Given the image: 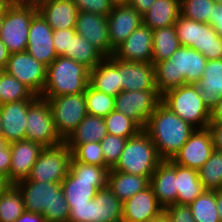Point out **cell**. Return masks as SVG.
<instances>
[{
  "instance_id": "1",
  "label": "cell",
  "mask_w": 222,
  "mask_h": 222,
  "mask_svg": "<svg viewBox=\"0 0 222 222\" xmlns=\"http://www.w3.org/2000/svg\"><path fill=\"white\" fill-rule=\"evenodd\" d=\"M207 59L191 47L180 46L169 59L155 67V84L160 95L185 84H196L204 74Z\"/></svg>"
},
{
  "instance_id": "2",
  "label": "cell",
  "mask_w": 222,
  "mask_h": 222,
  "mask_svg": "<svg viewBox=\"0 0 222 222\" xmlns=\"http://www.w3.org/2000/svg\"><path fill=\"white\" fill-rule=\"evenodd\" d=\"M154 143L162 160H171L195 128L160 103L143 129Z\"/></svg>"
},
{
  "instance_id": "3",
  "label": "cell",
  "mask_w": 222,
  "mask_h": 222,
  "mask_svg": "<svg viewBox=\"0 0 222 222\" xmlns=\"http://www.w3.org/2000/svg\"><path fill=\"white\" fill-rule=\"evenodd\" d=\"M15 185L23 196L26 211L42 214L46 222H68L69 207L61 183L27 178Z\"/></svg>"
},
{
  "instance_id": "4",
  "label": "cell",
  "mask_w": 222,
  "mask_h": 222,
  "mask_svg": "<svg viewBox=\"0 0 222 222\" xmlns=\"http://www.w3.org/2000/svg\"><path fill=\"white\" fill-rule=\"evenodd\" d=\"M108 170L105 167L78 162L71 158L70 169L61 182L68 207L87 204L99 189L107 186Z\"/></svg>"
},
{
  "instance_id": "5",
  "label": "cell",
  "mask_w": 222,
  "mask_h": 222,
  "mask_svg": "<svg viewBox=\"0 0 222 222\" xmlns=\"http://www.w3.org/2000/svg\"><path fill=\"white\" fill-rule=\"evenodd\" d=\"M89 85V69L71 58L57 56L47 67L43 99L84 93Z\"/></svg>"
},
{
  "instance_id": "6",
  "label": "cell",
  "mask_w": 222,
  "mask_h": 222,
  "mask_svg": "<svg viewBox=\"0 0 222 222\" xmlns=\"http://www.w3.org/2000/svg\"><path fill=\"white\" fill-rule=\"evenodd\" d=\"M161 103L195 129L210 123V110L199 96L196 84H185L161 95Z\"/></svg>"
},
{
  "instance_id": "7",
  "label": "cell",
  "mask_w": 222,
  "mask_h": 222,
  "mask_svg": "<svg viewBox=\"0 0 222 222\" xmlns=\"http://www.w3.org/2000/svg\"><path fill=\"white\" fill-rule=\"evenodd\" d=\"M161 161L151 138L142 130L138 135L127 139L119 161L112 170L150 179Z\"/></svg>"
},
{
  "instance_id": "8",
  "label": "cell",
  "mask_w": 222,
  "mask_h": 222,
  "mask_svg": "<svg viewBox=\"0 0 222 222\" xmlns=\"http://www.w3.org/2000/svg\"><path fill=\"white\" fill-rule=\"evenodd\" d=\"M174 26L181 46L197 50L207 60L222 59V38L209 23L198 22L180 14Z\"/></svg>"
},
{
  "instance_id": "9",
  "label": "cell",
  "mask_w": 222,
  "mask_h": 222,
  "mask_svg": "<svg viewBox=\"0 0 222 222\" xmlns=\"http://www.w3.org/2000/svg\"><path fill=\"white\" fill-rule=\"evenodd\" d=\"M37 12L36 4L16 0L4 13L0 39L11 54L26 51L30 23Z\"/></svg>"
},
{
  "instance_id": "10",
  "label": "cell",
  "mask_w": 222,
  "mask_h": 222,
  "mask_svg": "<svg viewBox=\"0 0 222 222\" xmlns=\"http://www.w3.org/2000/svg\"><path fill=\"white\" fill-rule=\"evenodd\" d=\"M45 100L50 106L56 133L64 142L88 114L85 95L69 94Z\"/></svg>"
},
{
  "instance_id": "11",
  "label": "cell",
  "mask_w": 222,
  "mask_h": 222,
  "mask_svg": "<svg viewBox=\"0 0 222 222\" xmlns=\"http://www.w3.org/2000/svg\"><path fill=\"white\" fill-rule=\"evenodd\" d=\"M71 158V150L64 142L54 147H45L34 163L28 179L61 183L69 172Z\"/></svg>"
},
{
  "instance_id": "12",
  "label": "cell",
  "mask_w": 222,
  "mask_h": 222,
  "mask_svg": "<svg viewBox=\"0 0 222 222\" xmlns=\"http://www.w3.org/2000/svg\"><path fill=\"white\" fill-rule=\"evenodd\" d=\"M26 140L41 146L54 147L63 141L56 133L48 101L38 97L27 110Z\"/></svg>"
},
{
  "instance_id": "13",
  "label": "cell",
  "mask_w": 222,
  "mask_h": 222,
  "mask_svg": "<svg viewBox=\"0 0 222 222\" xmlns=\"http://www.w3.org/2000/svg\"><path fill=\"white\" fill-rule=\"evenodd\" d=\"M160 103L161 95L157 89L121 91L115 96L114 110L130 117L144 129Z\"/></svg>"
},
{
  "instance_id": "14",
  "label": "cell",
  "mask_w": 222,
  "mask_h": 222,
  "mask_svg": "<svg viewBox=\"0 0 222 222\" xmlns=\"http://www.w3.org/2000/svg\"><path fill=\"white\" fill-rule=\"evenodd\" d=\"M5 71L26 85L36 96L42 95L47 67L27 51L12 53Z\"/></svg>"
},
{
  "instance_id": "15",
  "label": "cell",
  "mask_w": 222,
  "mask_h": 222,
  "mask_svg": "<svg viewBox=\"0 0 222 222\" xmlns=\"http://www.w3.org/2000/svg\"><path fill=\"white\" fill-rule=\"evenodd\" d=\"M210 129H195L171 161L179 166L199 170L214 152Z\"/></svg>"
},
{
  "instance_id": "16",
  "label": "cell",
  "mask_w": 222,
  "mask_h": 222,
  "mask_svg": "<svg viewBox=\"0 0 222 222\" xmlns=\"http://www.w3.org/2000/svg\"><path fill=\"white\" fill-rule=\"evenodd\" d=\"M26 51L46 67L57 57L53 45V29L39 12L31 20Z\"/></svg>"
},
{
  "instance_id": "17",
  "label": "cell",
  "mask_w": 222,
  "mask_h": 222,
  "mask_svg": "<svg viewBox=\"0 0 222 222\" xmlns=\"http://www.w3.org/2000/svg\"><path fill=\"white\" fill-rule=\"evenodd\" d=\"M119 60L152 63L153 33L143 23L114 49Z\"/></svg>"
},
{
  "instance_id": "18",
  "label": "cell",
  "mask_w": 222,
  "mask_h": 222,
  "mask_svg": "<svg viewBox=\"0 0 222 222\" xmlns=\"http://www.w3.org/2000/svg\"><path fill=\"white\" fill-rule=\"evenodd\" d=\"M75 31L98 49L105 57L113 55L114 50L110 46L106 16L79 11Z\"/></svg>"
},
{
  "instance_id": "19",
  "label": "cell",
  "mask_w": 222,
  "mask_h": 222,
  "mask_svg": "<svg viewBox=\"0 0 222 222\" xmlns=\"http://www.w3.org/2000/svg\"><path fill=\"white\" fill-rule=\"evenodd\" d=\"M120 68L121 91L157 89L153 63L119 60L109 57Z\"/></svg>"
},
{
  "instance_id": "20",
  "label": "cell",
  "mask_w": 222,
  "mask_h": 222,
  "mask_svg": "<svg viewBox=\"0 0 222 222\" xmlns=\"http://www.w3.org/2000/svg\"><path fill=\"white\" fill-rule=\"evenodd\" d=\"M43 146L30 140H20L10 144L11 164L8 175V184H16L27 179Z\"/></svg>"
},
{
  "instance_id": "21",
  "label": "cell",
  "mask_w": 222,
  "mask_h": 222,
  "mask_svg": "<svg viewBox=\"0 0 222 222\" xmlns=\"http://www.w3.org/2000/svg\"><path fill=\"white\" fill-rule=\"evenodd\" d=\"M35 100H21L0 105L3 138L9 143L26 139L27 110Z\"/></svg>"
},
{
  "instance_id": "22",
  "label": "cell",
  "mask_w": 222,
  "mask_h": 222,
  "mask_svg": "<svg viewBox=\"0 0 222 222\" xmlns=\"http://www.w3.org/2000/svg\"><path fill=\"white\" fill-rule=\"evenodd\" d=\"M107 21L110 46L114 50L142 24V15L130 5L114 6Z\"/></svg>"
},
{
  "instance_id": "23",
  "label": "cell",
  "mask_w": 222,
  "mask_h": 222,
  "mask_svg": "<svg viewBox=\"0 0 222 222\" xmlns=\"http://www.w3.org/2000/svg\"><path fill=\"white\" fill-rule=\"evenodd\" d=\"M163 211L149 185L123 203L122 222H147Z\"/></svg>"
},
{
  "instance_id": "24",
  "label": "cell",
  "mask_w": 222,
  "mask_h": 222,
  "mask_svg": "<svg viewBox=\"0 0 222 222\" xmlns=\"http://www.w3.org/2000/svg\"><path fill=\"white\" fill-rule=\"evenodd\" d=\"M149 185L163 208L176 204V164L171 160H162L150 177Z\"/></svg>"
},
{
  "instance_id": "25",
  "label": "cell",
  "mask_w": 222,
  "mask_h": 222,
  "mask_svg": "<svg viewBox=\"0 0 222 222\" xmlns=\"http://www.w3.org/2000/svg\"><path fill=\"white\" fill-rule=\"evenodd\" d=\"M37 9L53 30L75 28L79 10L72 0H43Z\"/></svg>"
},
{
  "instance_id": "26",
  "label": "cell",
  "mask_w": 222,
  "mask_h": 222,
  "mask_svg": "<svg viewBox=\"0 0 222 222\" xmlns=\"http://www.w3.org/2000/svg\"><path fill=\"white\" fill-rule=\"evenodd\" d=\"M89 85L97 91L117 96L121 92L120 68L109 57H105L89 70Z\"/></svg>"
},
{
  "instance_id": "27",
  "label": "cell",
  "mask_w": 222,
  "mask_h": 222,
  "mask_svg": "<svg viewBox=\"0 0 222 222\" xmlns=\"http://www.w3.org/2000/svg\"><path fill=\"white\" fill-rule=\"evenodd\" d=\"M196 85L199 96L211 110L222 96V59L207 60L203 77Z\"/></svg>"
},
{
  "instance_id": "28",
  "label": "cell",
  "mask_w": 222,
  "mask_h": 222,
  "mask_svg": "<svg viewBox=\"0 0 222 222\" xmlns=\"http://www.w3.org/2000/svg\"><path fill=\"white\" fill-rule=\"evenodd\" d=\"M123 203L106 186L91 200V222H122Z\"/></svg>"
},
{
  "instance_id": "29",
  "label": "cell",
  "mask_w": 222,
  "mask_h": 222,
  "mask_svg": "<svg viewBox=\"0 0 222 222\" xmlns=\"http://www.w3.org/2000/svg\"><path fill=\"white\" fill-rule=\"evenodd\" d=\"M149 184L150 179L146 176L128 174L112 169L108 171L107 186L122 203L147 188Z\"/></svg>"
},
{
  "instance_id": "30",
  "label": "cell",
  "mask_w": 222,
  "mask_h": 222,
  "mask_svg": "<svg viewBox=\"0 0 222 222\" xmlns=\"http://www.w3.org/2000/svg\"><path fill=\"white\" fill-rule=\"evenodd\" d=\"M180 14V0H155L151 8L142 15V23L153 31L174 26Z\"/></svg>"
},
{
  "instance_id": "31",
  "label": "cell",
  "mask_w": 222,
  "mask_h": 222,
  "mask_svg": "<svg viewBox=\"0 0 222 222\" xmlns=\"http://www.w3.org/2000/svg\"><path fill=\"white\" fill-rule=\"evenodd\" d=\"M107 134L104 117L87 114L64 143L72 151L79 144L100 142Z\"/></svg>"
},
{
  "instance_id": "32",
  "label": "cell",
  "mask_w": 222,
  "mask_h": 222,
  "mask_svg": "<svg viewBox=\"0 0 222 222\" xmlns=\"http://www.w3.org/2000/svg\"><path fill=\"white\" fill-rule=\"evenodd\" d=\"M176 204L190 205L205 188L199 179V172L176 164Z\"/></svg>"
},
{
  "instance_id": "33",
  "label": "cell",
  "mask_w": 222,
  "mask_h": 222,
  "mask_svg": "<svg viewBox=\"0 0 222 222\" xmlns=\"http://www.w3.org/2000/svg\"><path fill=\"white\" fill-rule=\"evenodd\" d=\"M153 33V58L152 63L169 59L181 46L175 26L163 27L152 31Z\"/></svg>"
},
{
  "instance_id": "34",
  "label": "cell",
  "mask_w": 222,
  "mask_h": 222,
  "mask_svg": "<svg viewBox=\"0 0 222 222\" xmlns=\"http://www.w3.org/2000/svg\"><path fill=\"white\" fill-rule=\"evenodd\" d=\"M24 211L21 192L15 184H7L0 191V222H14Z\"/></svg>"
},
{
  "instance_id": "35",
  "label": "cell",
  "mask_w": 222,
  "mask_h": 222,
  "mask_svg": "<svg viewBox=\"0 0 222 222\" xmlns=\"http://www.w3.org/2000/svg\"><path fill=\"white\" fill-rule=\"evenodd\" d=\"M66 58H71L91 70L100 63L105 56L80 34L76 33L71 38L70 53Z\"/></svg>"
},
{
  "instance_id": "36",
  "label": "cell",
  "mask_w": 222,
  "mask_h": 222,
  "mask_svg": "<svg viewBox=\"0 0 222 222\" xmlns=\"http://www.w3.org/2000/svg\"><path fill=\"white\" fill-rule=\"evenodd\" d=\"M38 97L18 79L5 70L2 72L0 76V105L21 100H36Z\"/></svg>"
},
{
  "instance_id": "37",
  "label": "cell",
  "mask_w": 222,
  "mask_h": 222,
  "mask_svg": "<svg viewBox=\"0 0 222 222\" xmlns=\"http://www.w3.org/2000/svg\"><path fill=\"white\" fill-rule=\"evenodd\" d=\"M189 207L196 222H221L216 207V191L205 190Z\"/></svg>"
},
{
  "instance_id": "38",
  "label": "cell",
  "mask_w": 222,
  "mask_h": 222,
  "mask_svg": "<svg viewBox=\"0 0 222 222\" xmlns=\"http://www.w3.org/2000/svg\"><path fill=\"white\" fill-rule=\"evenodd\" d=\"M107 133L123 138L138 135L143 128L133 119L115 110L104 117Z\"/></svg>"
},
{
  "instance_id": "39",
  "label": "cell",
  "mask_w": 222,
  "mask_h": 222,
  "mask_svg": "<svg viewBox=\"0 0 222 222\" xmlns=\"http://www.w3.org/2000/svg\"><path fill=\"white\" fill-rule=\"evenodd\" d=\"M198 172L205 190L217 191L222 181V152L214 150Z\"/></svg>"
},
{
  "instance_id": "40",
  "label": "cell",
  "mask_w": 222,
  "mask_h": 222,
  "mask_svg": "<svg viewBox=\"0 0 222 222\" xmlns=\"http://www.w3.org/2000/svg\"><path fill=\"white\" fill-rule=\"evenodd\" d=\"M84 95L89 115L105 117L114 110V96L97 91L90 85L87 86Z\"/></svg>"
},
{
  "instance_id": "41",
  "label": "cell",
  "mask_w": 222,
  "mask_h": 222,
  "mask_svg": "<svg viewBox=\"0 0 222 222\" xmlns=\"http://www.w3.org/2000/svg\"><path fill=\"white\" fill-rule=\"evenodd\" d=\"M214 0H180V12L183 17L203 23H211Z\"/></svg>"
},
{
  "instance_id": "42",
  "label": "cell",
  "mask_w": 222,
  "mask_h": 222,
  "mask_svg": "<svg viewBox=\"0 0 222 222\" xmlns=\"http://www.w3.org/2000/svg\"><path fill=\"white\" fill-rule=\"evenodd\" d=\"M72 158L78 162L110 168L105 164L100 142H88L77 145L72 151Z\"/></svg>"
},
{
  "instance_id": "43",
  "label": "cell",
  "mask_w": 222,
  "mask_h": 222,
  "mask_svg": "<svg viewBox=\"0 0 222 222\" xmlns=\"http://www.w3.org/2000/svg\"><path fill=\"white\" fill-rule=\"evenodd\" d=\"M127 139L128 138L107 134L100 141L105 164L110 169H112L119 161L120 155L125 148Z\"/></svg>"
},
{
  "instance_id": "44",
  "label": "cell",
  "mask_w": 222,
  "mask_h": 222,
  "mask_svg": "<svg viewBox=\"0 0 222 222\" xmlns=\"http://www.w3.org/2000/svg\"><path fill=\"white\" fill-rule=\"evenodd\" d=\"M75 28L53 30V45L57 56L66 57L70 53L71 38Z\"/></svg>"
},
{
  "instance_id": "45",
  "label": "cell",
  "mask_w": 222,
  "mask_h": 222,
  "mask_svg": "<svg viewBox=\"0 0 222 222\" xmlns=\"http://www.w3.org/2000/svg\"><path fill=\"white\" fill-rule=\"evenodd\" d=\"M79 11L108 16L113 9L110 0H72Z\"/></svg>"
},
{
  "instance_id": "46",
  "label": "cell",
  "mask_w": 222,
  "mask_h": 222,
  "mask_svg": "<svg viewBox=\"0 0 222 222\" xmlns=\"http://www.w3.org/2000/svg\"><path fill=\"white\" fill-rule=\"evenodd\" d=\"M170 222H196L189 205L173 204L164 208Z\"/></svg>"
},
{
  "instance_id": "47",
  "label": "cell",
  "mask_w": 222,
  "mask_h": 222,
  "mask_svg": "<svg viewBox=\"0 0 222 222\" xmlns=\"http://www.w3.org/2000/svg\"><path fill=\"white\" fill-rule=\"evenodd\" d=\"M11 164L10 144L0 137V176L5 179L8 184V175Z\"/></svg>"
},
{
  "instance_id": "48",
  "label": "cell",
  "mask_w": 222,
  "mask_h": 222,
  "mask_svg": "<svg viewBox=\"0 0 222 222\" xmlns=\"http://www.w3.org/2000/svg\"><path fill=\"white\" fill-rule=\"evenodd\" d=\"M68 222H91V201H87V204L72 205L69 208Z\"/></svg>"
},
{
  "instance_id": "49",
  "label": "cell",
  "mask_w": 222,
  "mask_h": 222,
  "mask_svg": "<svg viewBox=\"0 0 222 222\" xmlns=\"http://www.w3.org/2000/svg\"><path fill=\"white\" fill-rule=\"evenodd\" d=\"M210 25L217 35L222 38V4L216 3L214 5Z\"/></svg>"
},
{
  "instance_id": "50",
  "label": "cell",
  "mask_w": 222,
  "mask_h": 222,
  "mask_svg": "<svg viewBox=\"0 0 222 222\" xmlns=\"http://www.w3.org/2000/svg\"><path fill=\"white\" fill-rule=\"evenodd\" d=\"M215 151L222 152V123H209Z\"/></svg>"
},
{
  "instance_id": "51",
  "label": "cell",
  "mask_w": 222,
  "mask_h": 222,
  "mask_svg": "<svg viewBox=\"0 0 222 222\" xmlns=\"http://www.w3.org/2000/svg\"><path fill=\"white\" fill-rule=\"evenodd\" d=\"M155 0H130L129 5L132 6L138 13L143 15L152 6Z\"/></svg>"
},
{
  "instance_id": "52",
  "label": "cell",
  "mask_w": 222,
  "mask_h": 222,
  "mask_svg": "<svg viewBox=\"0 0 222 222\" xmlns=\"http://www.w3.org/2000/svg\"><path fill=\"white\" fill-rule=\"evenodd\" d=\"M14 222H46L45 217L39 213L24 211Z\"/></svg>"
},
{
  "instance_id": "53",
  "label": "cell",
  "mask_w": 222,
  "mask_h": 222,
  "mask_svg": "<svg viewBox=\"0 0 222 222\" xmlns=\"http://www.w3.org/2000/svg\"><path fill=\"white\" fill-rule=\"evenodd\" d=\"M210 123H222V96L210 110Z\"/></svg>"
},
{
  "instance_id": "54",
  "label": "cell",
  "mask_w": 222,
  "mask_h": 222,
  "mask_svg": "<svg viewBox=\"0 0 222 222\" xmlns=\"http://www.w3.org/2000/svg\"><path fill=\"white\" fill-rule=\"evenodd\" d=\"M10 55L7 46L0 39V69L5 70Z\"/></svg>"
},
{
  "instance_id": "55",
  "label": "cell",
  "mask_w": 222,
  "mask_h": 222,
  "mask_svg": "<svg viewBox=\"0 0 222 222\" xmlns=\"http://www.w3.org/2000/svg\"><path fill=\"white\" fill-rule=\"evenodd\" d=\"M216 207L222 222V193L216 191Z\"/></svg>"
},
{
  "instance_id": "56",
  "label": "cell",
  "mask_w": 222,
  "mask_h": 222,
  "mask_svg": "<svg viewBox=\"0 0 222 222\" xmlns=\"http://www.w3.org/2000/svg\"><path fill=\"white\" fill-rule=\"evenodd\" d=\"M16 0H0V14L5 13Z\"/></svg>"
},
{
  "instance_id": "57",
  "label": "cell",
  "mask_w": 222,
  "mask_h": 222,
  "mask_svg": "<svg viewBox=\"0 0 222 222\" xmlns=\"http://www.w3.org/2000/svg\"><path fill=\"white\" fill-rule=\"evenodd\" d=\"M147 222H170V220L165 211H163L158 216L148 220Z\"/></svg>"
},
{
  "instance_id": "58",
  "label": "cell",
  "mask_w": 222,
  "mask_h": 222,
  "mask_svg": "<svg viewBox=\"0 0 222 222\" xmlns=\"http://www.w3.org/2000/svg\"><path fill=\"white\" fill-rule=\"evenodd\" d=\"M113 6L129 5L130 0H110Z\"/></svg>"
},
{
  "instance_id": "59",
  "label": "cell",
  "mask_w": 222,
  "mask_h": 222,
  "mask_svg": "<svg viewBox=\"0 0 222 222\" xmlns=\"http://www.w3.org/2000/svg\"><path fill=\"white\" fill-rule=\"evenodd\" d=\"M20 2H23V3H29V4H38L39 2L43 1V0H18Z\"/></svg>"
},
{
  "instance_id": "60",
  "label": "cell",
  "mask_w": 222,
  "mask_h": 222,
  "mask_svg": "<svg viewBox=\"0 0 222 222\" xmlns=\"http://www.w3.org/2000/svg\"><path fill=\"white\" fill-rule=\"evenodd\" d=\"M7 185V182L4 178L0 176V191Z\"/></svg>"
},
{
  "instance_id": "61",
  "label": "cell",
  "mask_w": 222,
  "mask_h": 222,
  "mask_svg": "<svg viewBox=\"0 0 222 222\" xmlns=\"http://www.w3.org/2000/svg\"><path fill=\"white\" fill-rule=\"evenodd\" d=\"M3 21H4V13L0 14V33H1V30H2V27H3Z\"/></svg>"
},
{
  "instance_id": "62",
  "label": "cell",
  "mask_w": 222,
  "mask_h": 222,
  "mask_svg": "<svg viewBox=\"0 0 222 222\" xmlns=\"http://www.w3.org/2000/svg\"><path fill=\"white\" fill-rule=\"evenodd\" d=\"M3 127H2V120H1V117H0V137H3Z\"/></svg>"
},
{
  "instance_id": "63",
  "label": "cell",
  "mask_w": 222,
  "mask_h": 222,
  "mask_svg": "<svg viewBox=\"0 0 222 222\" xmlns=\"http://www.w3.org/2000/svg\"><path fill=\"white\" fill-rule=\"evenodd\" d=\"M217 191L220 192V193H222V181H221V183H220L219 188H218Z\"/></svg>"
},
{
  "instance_id": "64",
  "label": "cell",
  "mask_w": 222,
  "mask_h": 222,
  "mask_svg": "<svg viewBox=\"0 0 222 222\" xmlns=\"http://www.w3.org/2000/svg\"><path fill=\"white\" fill-rule=\"evenodd\" d=\"M215 3L222 4V0H214Z\"/></svg>"
}]
</instances>
